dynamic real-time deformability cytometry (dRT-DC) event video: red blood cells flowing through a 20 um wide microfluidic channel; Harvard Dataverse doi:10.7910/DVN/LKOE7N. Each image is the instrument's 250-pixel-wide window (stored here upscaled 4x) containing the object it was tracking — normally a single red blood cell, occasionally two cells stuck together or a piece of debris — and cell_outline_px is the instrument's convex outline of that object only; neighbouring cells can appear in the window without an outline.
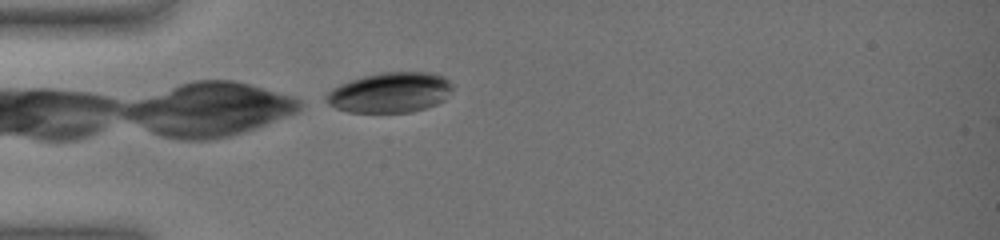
{"species": "common noctule bat (a hibernating species)", "species_latin": "Nyctalus noctula", "temperature_condition": "warm", "stored_images_in_passage": 42, "camera_frame_rate_fps": 3000, "um_per_image_px": 0.085, "animal": {"sex": "female", "body_mass_g": 19.0, "forearm_length_mm": 51.5}, "frame": {"image": 1, "passage_image": 1, "time_ms": 0.0, "image_size_px": [1000, 240], "cell_outline_px": [[452, 88], [436, 104], [424, 108], [408, 112], [348, 112], [336, 108], [324, 96], [332, 88], [340, 84], [364, 76], [384, 72], [428, 72], [444, 76], [452, 84]], "centroid_in_image_um": [33.14, 7.85], "position_along_channel_um": 51.9, "area_um2": 29.02}}
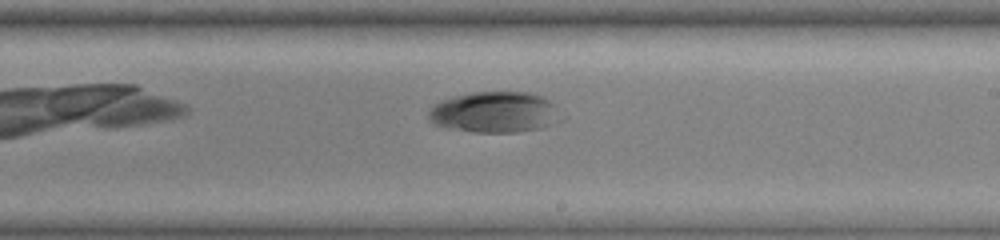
{"frame": {"image": 2, "passage_image": 20, "time_ms": 6.333, "image_size_px": [1000, 240], "cell_outline_px": [[556, 104], [548, 124], [540, 128], [516, 132], [472, 132], [436, 124], [428, 116], [428, 112], [440, 100], [472, 92], [528, 92], [544, 96]], "centroid_in_image_um": [41.96, 9.51], "position_along_channel_um": 247.0, "area_um2": 30.46}}
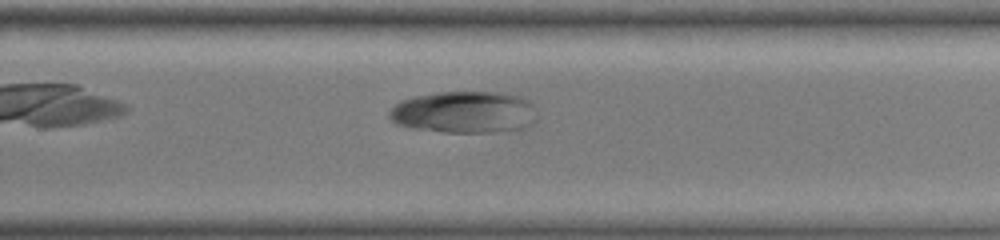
{"frame": {"image": 3, "passage_image": 24, "time_ms": 7.667, "image_size_px": [1000, 240], "cell_outline_px": [[536, 120], [532, 124], [524, 128], [492, 132], [444, 132], [412, 128], [396, 124], [388, 116], [388, 112], [396, 104], [404, 100], [416, 96], [440, 92], [496, 92], [520, 96], [528, 100], [532, 104]], "centroid_in_image_um": [39.46, 9.54], "position_along_channel_um": 290.3, "area_um2": 35.89}}